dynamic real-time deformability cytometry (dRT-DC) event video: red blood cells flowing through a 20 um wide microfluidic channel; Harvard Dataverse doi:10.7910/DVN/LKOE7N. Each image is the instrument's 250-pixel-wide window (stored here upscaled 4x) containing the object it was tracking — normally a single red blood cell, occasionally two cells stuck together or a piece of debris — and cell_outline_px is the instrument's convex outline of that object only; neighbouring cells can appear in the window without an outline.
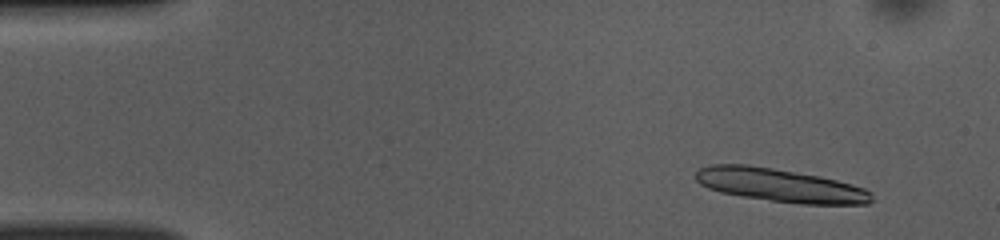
{"species": "common noctule bat (a hibernating species)", "species_latin": "Nyctalus noctula", "temperature_condition": "room temperature", "stored_images_in_passage": 14, "camera_frame_rate_fps": 3000, "um_per_image_px": 0.085, "animal": {"sex": "female", "body_mass_g": 10.0, "forearm_length_mm": 53.1}, "frame": {"image": 1, "passage_image": 5, "time_ms": 1.333, "image_size_px": [1000, 240], "cell_outline_px": [[872, 200], [868, 204], [800, 204], [744, 196], [720, 192], [708, 188], [700, 184], [696, 180], [696, 168], [712, 164], [748, 164], [820, 176], [852, 184], [864, 188], [872, 192]], "centroid_in_image_um": [66.29, 15.73], "position_along_channel_um": 18.7, "area_um2": 34.1}}